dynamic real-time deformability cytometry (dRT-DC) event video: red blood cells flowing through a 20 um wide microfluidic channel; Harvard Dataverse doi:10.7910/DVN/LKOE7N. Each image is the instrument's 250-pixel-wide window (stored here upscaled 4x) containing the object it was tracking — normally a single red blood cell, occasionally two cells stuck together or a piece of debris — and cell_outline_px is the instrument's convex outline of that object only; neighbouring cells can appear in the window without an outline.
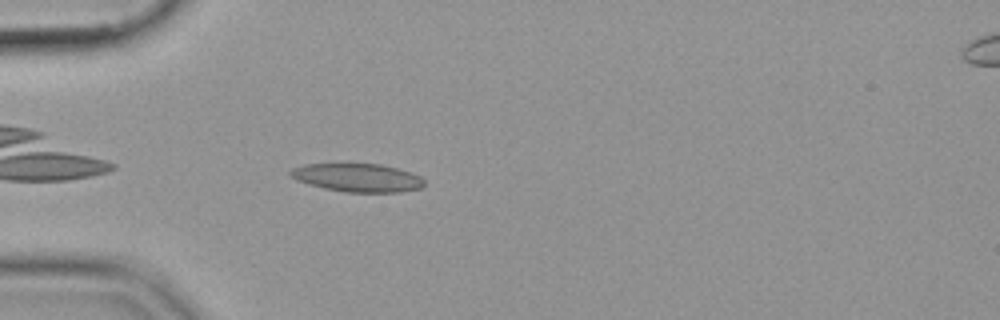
{"species": "common noctule bat (a hibernating species)", "species_latin": "Nyctalus noctula", "temperature_condition": "cold", "stored_images_in_passage": 38, "camera_frame_rate_fps": 3000, "um_per_image_px": 0.085, "animal": {"sex": "female", "body_mass_g": 19.9}, "frame": {"image": 1, "passage_image": 4, "time_ms": 1.0, "image_size_px": [1000, 320], "cell_outline_px": [[424, 184], [420, 188], [400, 192], [344, 192], [324, 188], [308, 184], [296, 180], [288, 176], [288, 172], [292, 168], [304, 164], [380, 164], [396, 168], [420, 176], [424, 180]], "centroid_in_image_um": [30.33, 15.1], "position_along_channel_um": 54.7, "area_um2": 22.02}}
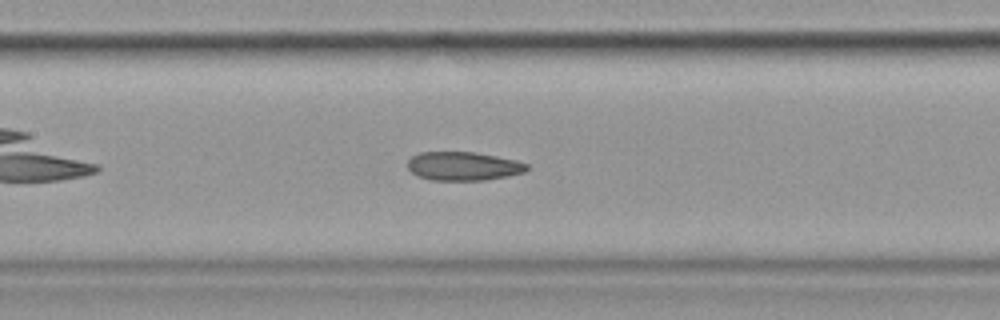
{"frame": {"image": 2, "passage_image": 14, "time_ms": 4.333, "image_size_px": [1000, 320], "cell_outline_px": [[528, 168], [524, 172], [508, 176], [484, 180], [432, 180], [416, 176], [408, 168], [408, 160], [412, 156], [420, 152], [476, 152], [516, 160], [528, 164]], "centroid_in_image_um": [39.37, 14.12], "position_along_channel_um": 168.0, "area_um2": 19.94}}
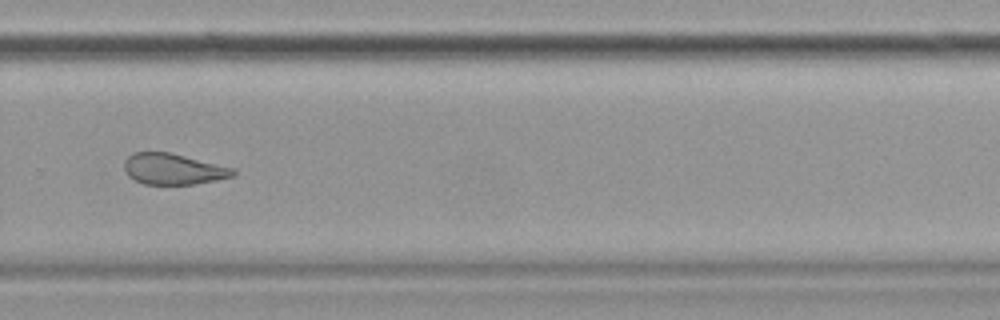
{"frame": {"image": 3, "passage_image": 26, "time_ms": 8.333, "image_size_px": [1000, 320], "cell_outline_px": [[236, 172], [232, 176], [216, 180], [196, 184], [144, 184], [128, 176], [124, 168], [124, 160], [132, 152], [168, 152], [236, 168]], "centroid_in_image_um": [14.72, 14.36], "position_along_channel_um": 315.1, "area_um2": 19.65}}